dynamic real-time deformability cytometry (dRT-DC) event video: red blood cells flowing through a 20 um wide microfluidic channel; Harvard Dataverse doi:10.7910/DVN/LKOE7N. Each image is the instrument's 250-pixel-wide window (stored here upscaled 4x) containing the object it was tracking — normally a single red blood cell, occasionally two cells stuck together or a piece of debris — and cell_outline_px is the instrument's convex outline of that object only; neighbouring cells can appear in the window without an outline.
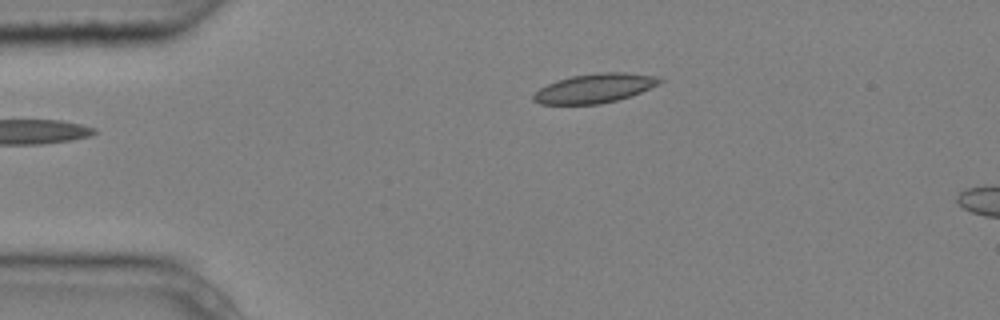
{"species": "common noctule bat (a hibernating species)", "species_latin": "Nyctalus noctula", "temperature_condition": "cold", "stored_images_in_passage": 5, "camera_frame_rate_fps": 3000, "um_per_image_px": 0.085, "animal": {"sex": "male", "body_mass_g": 20.4}, "frame": {"image": 1, "passage_image": 5, "time_ms": 1.333, "image_size_px": [1000, 320], "cell_outline_px": [[664, 80], [660, 84], [640, 92], [616, 100], [600, 104], [540, 104], [532, 100], [532, 96], [540, 88], [548, 84], [572, 76], [596, 72], [624, 72], [656, 76]], "centroid_in_image_um": [50.56, 7.5], "position_along_channel_um": 34.4, "area_um2": 21.33}}